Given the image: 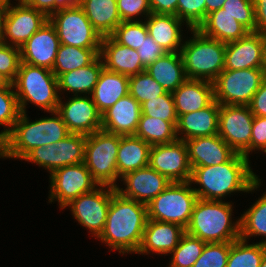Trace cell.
Returning a JSON list of instances; mask_svg holds the SVG:
<instances>
[{
    "mask_svg": "<svg viewBox=\"0 0 266 267\" xmlns=\"http://www.w3.org/2000/svg\"><path fill=\"white\" fill-rule=\"evenodd\" d=\"M12 85L22 113L29 102L46 112L57 111L60 95L52 70L21 62Z\"/></svg>",
    "mask_w": 266,
    "mask_h": 267,
    "instance_id": "5b68a950",
    "label": "cell"
},
{
    "mask_svg": "<svg viewBox=\"0 0 266 267\" xmlns=\"http://www.w3.org/2000/svg\"><path fill=\"white\" fill-rule=\"evenodd\" d=\"M151 146L135 135H122L117 152V171L125 174L149 165Z\"/></svg>",
    "mask_w": 266,
    "mask_h": 267,
    "instance_id": "4dcf8cb0",
    "label": "cell"
},
{
    "mask_svg": "<svg viewBox=\"0 0 266 267\" xmlns=\"http://www.w3.org/2000/svg\"><path fill=\"white\" fill-rule=\"evenodd\" d=\"M224 2L225 0H205L206 16L213 11L219 10Z\"/></svg>",
    "mask_w": 266,
    "mask_h": 267,
    "instance_id": "11a10c76",
    "label": "cell"
},
{
    "mask_svg": "<svg viewBox=\"0 0 266 267\" xmlns=\"http://www.w3.org/2000/svg\"><path fill=\"white\" fill-rule=\"evenodd\" d=\"M60 45L56 28L48 20L20 48L21 62L52 70Z\"/></svg>",
    "mask_w": 266,
    "mask_h": 267,
    "instance_id": "d6986e66",
    "label": "cell"
},
{
    "mask_svg": "<svg viewBox=\"0 0 266 267\" xmlns=\"http://www.w3.org/2000/svg\"><path fill=\"white\" fill-rule=\"evenodd\" d=\"M150 146L176 141V127L168 121L141 114L137 130L134 134Z\"/></svg>",
    "mask_w": 266,
    "mask_h": 267,
    "instance_id": "e575fe53",
    "label": "cell"
},
{
    "mask_svg": "<svg viewBox=\"0 0 266 267\" xmlns=\"http://www.w3.org/2000/svg\"><path fill=\"white\" fill-rule=\"evenodd\" d=\"M249 32H255V7L253 0H225L221 7Z\"/></svg>",
    "mask_w": 266,
    "mask_h": 267,
    "instance_id": "ee69618b",
    "label": "cell"
},
{
    "mask_svg": "<svg viewBox=\"0 0 266 267\" xmlns=\"http://www.w3.org/2000/svg\"><path fill=\"white\" fill-rule=\"evenodd\" d=\"M185 229L180 225L148 219L138 254L168 255L178 245Z\"/></svg>",
    "mask_w": 266,
    "mask_h": 267,
    "instance_id": "44dd1931",
    "label": "cell"
},
{
    "mask_svg": "<svg viewBox=\"0 0 266 267\" xmlns=\"http://www.w3.org/2000/svg\"><path fill=\"white\" fill-rule=\"evenodd\" d=\"M103 68L102 59L98 56L88 66L61 74L57 78L59 95L62 91H69L74 95L90 96Z\"/></svg>",
    "mask_w": 266,
    "mask_h": 267,
    "instance_id": "1f68e13d",
    "label": "cell"
},
{
    "mask_svg": "<svg viewBox=\"0 0 266 267\" xmlns=\"http://www.w3.org/2000/svg\"><path fill=\"white\" fill-rule=\"evenodd\" d=\"M11 82L0 73V88L7 87Z\"/></svg>",
    "mask_w": 266,
    "mask_h": 267,
    "instance_id": "6f0895ef",
    "label": "cell"
},
{
    "mask_svg": "<svg viewBox=\"0 0 266 267\" xmlns=\"http://www.w3.org/2000/svg\"><path fill=\"white\" fill-rule=\"evenodd\" d=\"M72 7H81L83 0H66Z\"/></svg>",
    "mask_w": 266,
    "mask_h": 267,
    "instance_id": "680465c9",
    "label": "cell"
},
{
    "mask_svg": "<svg viewBox=\"0 0 266 267\" xmlns=\"http://www.w3.org/2000/svg\"><path fill=\"white\" fill-rule=\"evenodd\" d=\"M266 151V117L254 116L250 152Z\"/></svg>",
    "mask_w": 266,
    "mask_h": 267,
    "instance_id": "681fc988",
    "label": "cell"
},
{
    "mask_svg": "<svg viewBox=\"0 0 266 267\" xmlns=\"http://www.w3.org/2000/svg\"><path fill=\"white\" fill-rule=\"evenodd\" d=\"M249 107L254 116L266 117V78L263 80L261 86L253 95Z\"/></svg>",
    "mask_w": 266,
    "mask_h": 267,
    "instance_id": "816d5d0a",
    "label": "cell"
},
{
    "mask_svg": "<svg viewBox=\"0 0 266 267\" xmlns=\"http://www.w3.org/2000/svg\"><path fill=\"white\" fill-rule=\"evenodd\" d=\"M9 0H0V40L3 34V21Z\"/></svg>",
    "mask_w": 266,
    "mask_h": 267,
    "instance_id": "9f6ffc18",
    "label": "cell"
},
{
    "mask_svg": "<svg viewBox=\"0 0 266 267\" xmlns=\"http://www.w3.org/2000/svg\"><path fill=\"white\" fill-rule=\"evenodd\" d=\"M266 68L264 35L249 32L245 37L226 43L224 69Z\"/></svg>",
    "mask_w": 266,
    "mask_h": 267,
    "instance_id": "ac0fdd59",
    "label": "cell"
},
{
    "mask_svg": "<svg viewBox=\"0 0 266 267\" xmlns=\"http://www.w3.org/2000/svg\"><path fill=\"white\" fill-rule=\"evenodd\" d=\"M81 8L102 37L110 36L122 22L114 0H83Z\"/></svg>",
    "mask_w": 266,
    "mask_h": 267,
    "instance_id": "d6a6232c",
    "label": "cell"
},
{
    "mask_svg": "<svg viewBox=\"0 0 266 267\" xmlns=\"http://www.w3.org/2000/svg\"><path fill=\"white\" fill-rule=\"evenodd\" d=\"M121 181L126 188L117 186V192L146 205L171 183L166 176L161 175L149 165L125 174L121 177Z\"/></svg>",
    "mask_w": 266,
    "mask_h": 267,
    "instance_id": "ffe728a7",
    "label": "cell"
},
{
    "mask_svg": "<svg viewBox=\"0 0 266 267\" xmlns=\"http://www.w3.org/2000/svg\"><path fill=\"white\" fill-rule=\"evenodd\" d=\"M21 111L12 83L0 88V126L4 130L0 132V152L2 139L13 129Z\"/></svg>",
    "mask_w": 266,
    "mask_h": 267,
    "instance_id": "f35d334b",
    "label": "cell"
},
{
    "mask_svg": "<svg viewBox=\"0 0 266 267\" xmlns=\"http://www.w3.org/2000/svg\"><path fill=\"white\" fill-rule=\"evenodd\" d=\"M203 35L223 43L237 41L245 37L249 31L224 9L213 11L198 26Z\"/></svg>",
    "mask_w": 266,
    "mask_h": 267,
    "instance_id": "f1b7e54d",
    "label": "cell"
},
{
    "mask_svg": "<svg viewBox=\"0 0 266 267\" xmlns=\"http://www.w3.org/2000/svg\"><path fill=\"white\" fill-rule=\"evenodd\" d=\"M49 177L48 201L50 203L58 201L61 209L81 194L90 192L99 186L84 163L58 168Z\"/></svg>",
    "mask_w": 266,
    "mask_h": 267,
    "instance_id": "4fadbf2b",
    "label": "cell"
},
{
    "mask_svg": "<svg viewBox=\"0 0 266 267\" xmlns=\"http://www.w3.org/2000/svg\"><path fill=\"white\" fill-rule=\"evenodd\" d=\"M148 35L145 21L121 22L110 35L117 43L138 49Z\"/></svg>",
    "mask_w": 266,
    "mask_h": 267,
    "instance_id": "60d3db41",
    "label": "cell"
},
{
    "mask_svg": "<svg viewBox=\"0 0 266 267\" xmlns=\"http://www.w3.org/2000/svg\"><path fill=\"white\" fill-rule=\"evenodd\" d=\"M86 135L70 133L58 142L31 150L22 160L35 163L49 174L67 165L84 163Z\"/></svg>",
    "mask_w": 266,
    "mask_h": 267,
    "instance_id": "8fae6325",
    "label": "cell"
},
{
    "mask_svg": "<svg viewBox=\"0 0 266 267\" xmlns=\"http://www.w3.org/2000/svg\"><path fill=\"white\" fill-rule=\"evenodd\" d=\"M127 94H129V77L103 68L90 96L102 114Z\"/></svg>",
    "mask_w": 266,
    "mask_h": 267,
    "instance_id": "83f0119b",
    "label": "cell"
},
{
    "mask_svg": "<svg viewBox=\"0 0 266 267\" xmlns=\"http://www.w3.org/2000/svg\"><path fill=\"white\" fill-rule=\"evenodd\" d=\"M255 7V32L266 33V0H253Z\"/></svg>",
    "mask_w": 266,
    "mask_h": 267,
    "instance_id": "db71d44e",
    "label": "cell"
},
{
    "mask_svg": "<svg viewBox=\"0 0 266 267\" xmlns=\"http://www.w3.org/2000/svg\"><path fill=\"white\" fill-rule=\"evenodd\" d=\"M230 242L206 243L192 267H227Z\"/></svg>",
    "mask_w": 266,
    "mask_h": 267,
    "instance_id": "7bdbcfd3",
    "label": "cell"
},
{
    "mask_svg": "<svg viewBox=\"0 0 266 267\" xmlns=\"http://www.w3.org/2000/svg\"><path fill=\"white\" fill-rule=\"evenodd\" d=\"M159 85L146 71L129 77V94L141 105L153 98L165 94Z\"/></svg>",
    "mask_w": 266,
    "mask_h": 267,
    "instance_id": "ab89813d",
    "label": "cell"
},
{
    "mask_svg": "<svg viewBox=\"0 0 266 267\" xmlns=\"http://www.w3.org/2000/svg\"><path fill=\"white\" fill-rule=\"evenodd\" d=\"M137 52L145 68H147L150 64L154 63L157 59H159L166 53L149 34L147 35L145 40H143L140 47L137 49Z\"/></svg>",
    "mask_w": 266,
    "mask_h": 267,
    "instance_id": "c3c4849f",
    "label": "cell"
},
{
    "mask_svg": "<svg viewBox=\"0 0 266 267\" xmlns=\"http://www.w3.org/2000/svg\"><path fill=\"white\" fill-rule=\"evenodd\" d=\"M116 3L122 22L140 21L139 16L147 18L152 13L149 0H118Z\"/></svg>",
    "mask_w": 266,
    "mask_h": 267,
    "instance_id": "7dc6e473",
    "label": "cell"
},
{
    "mask_svg": "<svg viewBox=\"0 0 266 267\" xmlns=\"http://www.w3.org/2000/svg\"><path fill=\"white\" fill-rule=\"evenodd\" d=\"M152 13L177 16L178 0H149Z\"/></svg>",
    "mask_w": 266,
    "mask_h": 267,
    "instance_id": "f5cc1de1",
    "label": "cell"
},
{
    "mask_svg": "<svg viewBox=\"0 0 266 267\" xmlns=\"http://www.w3.org/2000/svg\"><path fill=\"white\" fill-rule=\"evenodd\" d=\"M144 21L148 34L166 53L180 52L184 42L181 34V26L184 25L182 20L172 14L151 13Z\"/></svg>",
    "mask_w": 266,
    "mask_h": 267,
    "instance_id": "4316f807",
    "label": "cell"
},
{
    "mask_svg": "<svg viewBox=\"0 0 266 267\" xmlns=\"http://www.w3.org/2000/svg\"><path fill=\"white\" fill-rule=\"evenodd\" d=\"M177 17L188 29H197L206 18L205 0H178Z\"/></svg>",
    "mask_w": 266,
    "mask_h": 267,
    "instance_id": "f6af8a7d",
    "label": "cell"
},
{
    "mask_svg": "<svg viewBox=\"0 0 266 267\" xmlns=\"http://www.w3.org/2000/svg\"><path fill=\"white\" fill-rule=\"evenodd\" d=\"M260 267H266V253L264 254V256H263V258H262Z\"/></svg>",
    "mask_w": 266,
    "mask_h": 267,
    "instance_id": "91938a15",
    "label": "cell"
},
{
    "mask_svg": "<svg viewBox=\"0 0 266 267\" xmlns=\"http://www.w3.org/2000/svg\"><path fill=\"white\" fill-rule=\"evenodd\" d=\"M20 63V48L0 40V73L11 83L16 78Z\"/></svg>",
    "mask_w": 266,
    "mask_h": 267,
    "instance_id": "bcb514c9",
    "label": "cell"
},
{
    "mask_svg": "<svg viewBox=\"0 0 266 267\" xmlns=\"http://www.w3.org/2000/svg\"><path fill=\"white\" fill-rule=\"evenodd\" d=\"M99 56L104 68L128 77L146 70L136 49L117 43L111 36L102 37Z\"/></svg>",
    "mask_w": 266,
    "mask_h": 267,
    "instance_id": "cb8c5ba5",
    "label": "cell"
},
{
    "mask_svg": "<svg viewBox=\"0 0 266 267\" xmlns=\"http://www.w3.org/2000/svg\"><path fill=\"white\" fill-rule=\"evenodd\" d=\"M264 35V41H265V64H266V33Z\"/></svg>",
    "mask_w": 266,
    "mask_h": 267,
    "instance_id": "94428289",
    "label": "cell"
},
{
    "mask_svg": "<svg viewBox=\"0 0 266 267\" xmlns=\"http://www.w3.org/2000/svg\"><path fill=\"white\" fill-rule=\"evenodd\" d=\"M220 104L214 100L204 109L178 117L176 134L179 140L218 134Z\"/></svg>",
    "mask_w": 266,
    "mask_h": 267,
    "instance_id": "d4e9b609",
    "label": "cell"
},
{
    "mask_svg": "<svg viewBox=\"0 0 266 267\" xmlns=\"http://www.w3.org/2000/svg\"><path fill=\"white\" fill-rule=\"evenodd\" d=\"M232 202L197 199L185 232L206 243L233 242L240 238V218L235 222Z\"/></svg>",
    "mask_w": 266,
    "mask_h": 267,
    "instance_id": "277c9868",
    "label": "cell"
},
{
    "mask_svg": "<svg viewBox=\"0 0 266 267\" xmlns=\"http://www.w3.org/2000/svg\"><path fill=\"white\" fill-rule=\"evenodd\" d=\"M265 253L266 244H248V241L239 238L230 242L227 267H260Z\"/></svg>",
    "mask_w": 266,
    "mask_h": 267,
    "instance_id": "8d00e7d4",
    "label": "cell"
},
{
    "mask_svg": "<svg viewBox=\"0 0 266 267\" xmlns=\"http://www.w3.org/2000/svg\"><path fill=\"white\" fill-rule=\"evenodd\" d=\"M17 1L18 4L15 6L11 4L10 0L8 2L1 41L21 48L49 18L43 12L28 6L23 0Z\"/></svg>",
    "mask_w": 266,
    "mask_h": 267,
    "instance_id": "9a60e30c",
    "label": "cell"
},
{
    "mask_svg": "<svg viewBox=\"0 0 266 267\" xmlns=\"http://www.w3.org/2000/svg\"><path fill=\"white\" fill-rule=\"evenodd\" d=\"M51 117L31 122L26 113H20L13 129L2 139L0 158L22 160L34 148L58 142L70 134L57 111Z\"/></svg>",
    "mask_w": 266,
    "mask_h": 267,
    "instance_id": "3957f363",
    "label": "cell"
},
{
    "mask_svg": "<svg viewBox=\"0 0 266 267\" xmlns=\"http://www.w3.org/2000/svg\"><path fill=\"white\" fill-rule=\"evenodd\" d=\"M190 183L200 185L193 187L199 199L216 201L234 192L257 191L262 185L250 167L249 158L239 153L219 165L192 167Z\"/></svg>",
    "mask_w": 266,
    "mask_h": 267,
    "instance_id": "6da1fadb",
    "label": "cell"
},
{
    "mask_svg": "<svg viewBox=\"0 0 266 267\" xmlns=\"http://www.w3.org/2000/svg\"><path fill=\"white\" fill-rule=\"evenodd\" d=\"M198 197L192 183L171 182L147 204L148 219L188 226Z\"/></svg>",
    "mask_w": 266,
    "mask_h": 267,
    "instance_id": "ba28073f",
    "label": "cell"
},
{
    "mask_svg": "<svg viewBox=\"0 0 266 267\" xmlns=\"http://www.w3.org/2000/svg\"><path fill=\"white\" fill-rule=\"evenodd\" d=\"M149 166L171 182H187L191 179L192 168L183 140L151 146Z\"/></svg>",
    "mask_w": 266,
    "mask_h": 267,
    "instance_id": "2e32d148",
    "label": "cell"
},
{
    "mask_svg": "<svg viewBox=\"0 0 266 267\" xmlns=\"http://www.w3.org/2000/svg\"><path fill=\"white\" fill-rule=\"evenodd\" d=\"M252 236H262L266 244V192L240 216V238L249 241Z\"/></svg>",
    "mask_w": 266,
    "mask_h": 267,
    "instance_id": "d590c367",
    "label": "cell"
},
{
    "mask_svg": "<svg viewBox=\"0 0 266 267\" xmlns=\"http://www.w3.org/2000/svg\"><path fill=\"white\" fill-rule=\"evenodd\" d=\"M166 92H174L188 78L180 52L165 53L145 70Z\"/></svg>",
    "mask_w": 266,
    "mask_h": 267,
    "instance_id": "f546056e",
    "label": "cell"
},
{
    "mask_svg": "<svg viewBox=\"0 0 266 267\" xmlns=\"http://www.w3.org/2000/svg\"><path fill=\"white\" fill-rule=\"evenodd\" d=\"M177 117L209 106L214 101L213 82L187 79L172 92Z\"/></svg>",
    "mask_w": 266,
    "mask_h": 267,
    "instance_id": "484cf974",
    "label": "cell"
},
{
    "mask_svg": "<svg viewBox=\"0 0 266 267\" xmlns=\"http://www.w3.org/2000/svg\"><path fill=\"white\" fill-rule=\"evenodd\" d=\"M191 39L183 42L180 54L188 79L213 82L224 70L226 43L189 29Z\"/></svg>",
    "mask_w": 266,
    "mask_h": 267,
    "instance_id": "8992f818",
    "label": "cell"
},
{
    "mask_svg": "<svg viewBox=\"0 0 266 267\" xmlns=\"http://www.w3.org/2000/svg\"><path fill=\"white\" fill-rule=\"evenodd\" d=\"M140 116L141 105L127 94L102 113L101 129L112 134L134 135Z\"/></svg>",
    "mask_w": 266,
    "mask_h": 267,
    "instance_id": "603a6c76",
    "label": "cell"
},
{
    "mask_svg": "<svg viewBox=\"0 0 266 267\" xmlns=\"http://www.w3.org/2000/svg\"><path fill=\"white\" fill-rule=\"evenodd\" d=\"M100 53V49H84L70 45L61 44L52 72L58 78L61 74L77 70L91 64Z\"/></svg>",
    "mask_w": 266,
    "mask_h": 267,
    "instance_id": "836d02e7",
    "label": "cell"
},
{
    "mask_svg": "<svg viewBox=\"0 0 266 267\" xmlns=\"http://www.w3.org/2000/svg\"><path fill=\"white\" fill-rule=\"evenodd\" d=\"M60 44L84 49H100L102 36L93 28L81 7L58 10L49 17Z\"/></svg>",
    "mask_w": 266,
    "mask_h": 267,
    "instance_id": "30bf717a",
    "label": "cell"
},
{
    "mask_svg": "<svg viewBox=\"0 0 266 267\" xmlns=\"http://www.w3.org/2000/svg\"><path fill=\"white\" fill-rule=\"evenodd\" d=\"M28 6L43 12L48 18L58 10L72 6L66 0H23Z\"/></svg>",
    "mask_w": 266,
    "mask_h": 267,
    "instance_id": "f907efd6",
    "label": "cell"
},
{
    "mask_svg": "<svg viewBox=\"0 0 266 267\" xmlns=\"http://www.w3.org/2000/svg\"><path fill=\"white\" fill-rule=\"evenodd\" d=\"M266 78V68L224 69L213 81L214 100L220 105H249Z\"/></svg>",
    "mask_w": 266,
    "mask_h": 267,
    "instance_id": "9c48e42d",
    "label": "cell"
},
{
    "mask_svg": "<svg viewBox=\"0 0 266 267\" xmlns=\"http://www.w3.org/2000/svg\"><path fill=\"white\" fill-rule=\"evenodd\" d=\"M184 142L191 168L219 165L236 153L218 134L191 138Z\"/></svg>",
    "mask_w": 266,
    "mask_h": 267,
    "instance_id": "7402d4cb",
    "label": "cell"
},
{
    "mask_svg": "<svg viewBox=\"0 0 266 267\" xmlns=\"http://www.w3.org/2000/svg\"><path fill=\"white\" fill-rule=\"evenodd\" d=\"M60 97L57 112L70 133L90 135L101 130L102 114L98 111L91 96L74 95L62 102Z\"/></svg>",
    "mask_w": 266,
    "mask_h": 267,
    "instance_id": "e0dca14e",
    "label": "cell"
},
{
    "mask_svg": "<svg viewBox=\"0 0 266 267\" xmlns=\"http://www.w3.org/2000/svg\"><path fill=\"white\" fill-rule=\"evenodd\" d=\"M253 121L249 105H220L218 135L236 153L249 158Z\"/></svg>",
    "mask_w": 266,
    "mask_h": 267,
    "instance_id": "5bb4252c",
    "label": "cell"
},
{
    "mask_svg": "<svg viewBox=\"0 0 266 267\" xmlns=\"http://www.w3.org/2000/svg\"><path fill=\"white\" fill-rule=\"evenodd\" d=\"M205 244L206 242L185 232L170 253L172 257L168 267H192L200 257Z\"/></svg>",
    "mask_w": 266,
    "mask_h": 267,
    "instance_id": "74e56055",
    "label": "cell"
},
{
    "mask_svg": "<svg viewBox=\"0 0 266 267\" xmlns=\"http://www.w3.org/2000/svg\"><path fill=\"white\" fill-rule=\"evenodd\" d=\"M114 187L99 185L96 189L81 194L65 206L69 207L73 217L98 238L103 232Z\"/></svg>",
    "mask_w": 266,
    "mask_h": 267,
    "instance_id": "7c38bea8",
    "label": "cell"
},
{
    "mask_svg": "<svg viewBox=\"0 0 266 267\" xmlns=\"http://www.w3.org/2000/svg\"><path fill=\"white\" fill-rule=\"evenodd\" d=\"M141 114L152 118H159L177 126L178 117L171 92H166L158 98H153L141 104Z\"/></svg>",
    "mask_w": 266,
    "mask_h": 267,
    "instance_id": "b9f144b4",
    "label": "cell"
},
{
    "mask_svg": "<svg viewBox=\"0 0 266 267\" xmlns=\"http://www.w3.org/2000/svg\"><path fill=\"white\" fill-rule=\"evenodd\" d=\"M122 135L104 130L86 136L84 164L101 186L116 188L121 179L117 171V152Z\"/></svg>",
    "mask_w": 266,
    "mask_h": 267,
    "instance_id": "52a82bcc",
    "label": "cell"
},
{
    "mask_svg": "<svg viewBox=\"0 0 266 267\" xmlns=\"http://www.w3.org/2000/svg\"><path fill=\"white\" fill-rule=\"evenodd\" d=\"M148 221L147 205L113 192L103 232L97 239L119 253H136Z\"/></svg>",
    "mask_w": 266,
    "mask_h": 267,
    "instance_id": "7a4b0ae2",
    "label": "cell"
}]
</instances>
